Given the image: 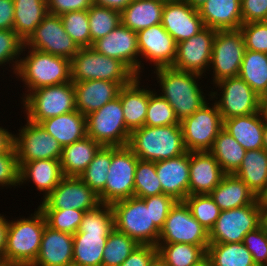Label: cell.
Instances as JSON below:
<instances>
[{
  "label": "cell",
  "mask_w": 267,
  "mask_h": 266,
  "mask_svg": "<svg viewBox=\"0 0 267 266\" xmlns=\"http://www.w3.org/2000/svg\"><path fill=\"white\" fill-rule=\"evenodd\" d=\"M176 200L167 194L130 197L111 204L114 228L140 245L157 246L170 209Z\"/></svg>",
  "instance_id": "obj_1"
},
{
  "label": "cell",
  "mask_w": 267,
  "mask_h": 266,
  "mask_svg": "<svg viewBox=\"0 0 267 266\" xmlns=\"http://www.w3.org/2000/svg\"><path fill=\"white\" fill-rule=\"evenodd\" d=\"M114 229L111 205L100 204L86 211L73 235L72 266H102V256L110 232Z\"/></svg>",
  "instance_id": "obj_2"
},
{
  "label": "cell",
  "mask_w": 267,
  "mask_h": 266,
  "mask_svg": "<svg viewBox=\"0 0 267 266\" xmlns=\"http://www.w3.org/2000/svg\"><path fill=\"white\" fill-rule=\"evenodd\" d=\"M154 70L162 91L160 95L172 106L179 121L191 116L208 102L198 84L202 75L177 70L172 66Z\"/></svg>",
  "instance_id": "obj_3"
},
{
  "label": "cell",
  "mask_w": 267,
  "mask_h": 266,
  "mask_svg": "<svg viewBox=\"0 0 267 266\" xmlns=\"http://www.w3.org/2000/svg\"><path fill=\"white\" fill-rule=\"evenodd\" d=\"M144 161H162L186 152L180 124L170 126H143L130 133L127 145Z\"/></svg>",
  "instance_id": "obj_4"
},
{
  "label": "cell",
  "mask_w": 267,
  "mask_h": 266,
  "mask_svg": "<svg viewBox=\"0 0 267 266\" xmlns=\"http://www.w3.org/2000/svg\"><path fill=\"white\" fill-rule=\"evenodd\" d=\"M23 48H28V52L25 58H20L15 76L22 80L28 93L71 81V60L29 47Z\"/></svg>",
  "instance_id": "obj_5"
},
{
  "label": "cell",
  "mask_w": 267,
  "mask_h": 266,
  "mask_svg": "<svg viewBox=\"0 0 267 266\" xmlns=\"http://www.w3.org/2000/svg\"><path fill=\"white\" fill-rule=\"evenodd\" d=\"M29 218L8 221L4 261L20 266H31L40 251L41 238L45 229L46 219L37 208Z\"/></svg>",
  "instance_id": "obj_6"
},
{
  "label": "cell",
  "mask_w": 267,
  "mask_h": 266,
  "mask_svg": "<svg viewBox=\"0 0 267 266\" xmlns=\"http://www.w3.org/2000/svg\"><path fill=\"white\" fill-rule=\"evenodd\" d=\"M136 75L120 60L98 53L93 47H82L71 59V81L106 80L128 85Z\"/></svg>",
  "instance_id": "obj_7"
},
{
  "label": "cell",
  "mask_w": 267,
  "mask_h": 266,
  "mask_svg": "<svg viewBox=\"0 0 267 266\" xmlns=\"http://www.w3.org/2000/svg\"><path fill=\"white\" fill-rule=\"evenodd\" d=\"M23 109L26 119L40 124L42 121L76 110L73 82L41 87L23 93Z\"/></svg>",
  "instance_id": "obj_8"
},
{
  "label": "cell",
  "mask_w": 267,
  "mask_h": 266,
  "mask_svg": "<svg viewBox=\"0 0 267 266\" xmlns=\"http://www.w3.org/2000/svg\"><path fill=\"white\" fill-rule=\"evenodd\" d=\"M87 136L105 147L127 146L131 131L126 127L119 97L86 116Z\"/></svg>",
  "instance_id": "obj_9"
},
{
  "label": "cell",
  "mask_w": 267,
  "mask_h": 266,
  "mask_svg": "<svg viewBox=\"0 0 267 266\" xmlns=\"http://www.w3.org/2000/svg\"><path fill=\"white\" fill-rule=\"evenodd\" d=\"M139 158L128 146L111 147V165L105 189L98 195L102 204L134 197V179Z\"/></svg>",
  "instance_id": "obj_10"
},
{
  "label": "cell",
  "mask_w": 267,
  "mask_h": 266,
  "mask_svg": "<svg viewBox=\"0 0 267 266\" xmlns=\"http://www.w3.org/2000/svg\"><path fill=\"white\" fill-rule=\"evenodd\" d=\"M211 105L204 104L191 116L180 121L186 151H210L215 138L223 128V120L216 103Z\"/></svg>",
  "instance_id": "obj_11"
},
{
  "label": "cell",
  "mask_w": 267,
  "mask_h": 266,
  "mask_svg": "<svg viewBox=\"0 0 267 266\" xmlns=\"http://www.w3.org/2000/svg\"><path fill=\"white\" fill-rule=\"evenodd\" d=\"M158 243H186L207 251L209 232L192 216L185 201H176L160 230Z\"/></svg>",
  "instance_id": "obj_12"
},
{
  "label": "cell",
  "mask_w": 267,
  "mask_h": 266,
  "mask_svg": "<svg viewBox=\"0 0 267 266\" xmlns=\"http://www.w3.org/2000/svg\"><path fill=\"white\" fill-rule=\"evenodd\" d=\"M260 227L259 198L240 208L220 211L209 231L210 243L243 242L244 236Z\"/></svg>",
  "instance_id": "obj_13"
},
{
  "label": "cell",
  "mask_w": 267,
  "mask_h": 266,
  "mask_svg": "<svg viewBox=\"0 0 267 266\" xmlns=\"http://www.w3.org/2000/svg\"><path fill=\"white\" fill-rule=\"evenodd\" d=\"M246 47L240 30L216 31L211 55L213 83L239 76Z\"/></svg>",
  "instance_id": "obj_14"
},
{
  "label": "cell",
  "mask_w": 267,
  "mask_h": 266,
  "mask_svg": "<svg viewBox=\"0 0 267 266\" xmlns=\"http://www.w3.org/2000/svg\"><path fill=\"white\" fill-rule=\"evenodd\" d=\"M19 133L13 135L19 167L40 159L60 160L63 147L38 123L26 120Z\"/></svg>",
  "instance_id": "obj_15"
},
{
  "label": "cell",
  "mask_w": 267,
  "mask_h": 266,
  "mask_svg": "<svg viewBox=\"0 0 267 266\" xmlns=\"http://www.w3.org/2000/svg\"><path fill=\"white\" fill-rule=\"evenodd\" d=\"M221 94L215 100L222 120L246 116L261 111L262 98L239 76L225 78L213 84Z\"/></svg>",
  "instance_id": "obj_16"
},
{
  "label": "cell",
  "mask_w": 267,
  "mask_h": 266,
  "mask_svg": "<svg viewBox=\"0 0 267 266\" xmlns=\"http://www.w3.org/2000/svg\"><path fill=\"white\" fill-rule=\"evenodd\" d=\"M23 47L61 56L69 60L80 49L78 44L65 31L61 17L49 13L24 42Z\"/></svg>",
  "instance_id": "obj_17"
},
{
  "label": "cell",
  "mask_w": 267,
  "mask_h": 266,
  "mask_svg": "<svg viewBox=\"0 0 267 266\" xmlns=\"http://www.w3.org/2000/svg\"><path fill=\"white\" fill-rule=\"evenodd\" d=\"M98 195L79 177H64L38 206L40 210L90 211L100 205Z\"/></svg>",
  "instance_id": "obj_18"
},
{
  "label": "cell",
  "mask_w": 267,
  "mask_h": 266,
  "mask_svg": "<svg viewBox=\"0 0 267 266\" xmlns=\"http://www.w3.org/2000/svg\"><path fill=\"white\" fill-rule=\"evenodd\" d=\"M216 31L204 27L188 40L177 43L173 68L204 75L210 71L211 55ZM208 68V69H207Z\"/></svg>",
  "instance_id": "obj_19"
},
{
  "label": "cell",
  "mask_w": 267,
  "mask_h": 266,
  "mask_svg": "<svg viewBox=\"0 0 267 266\" xmlns=\"http://www.w3.org/2000/svg\"><path fill=\"white\" fill-rule=\"evenodd\" d=\"M92 47L100 54L120 60L136 76H140L144 65L139 59L142 57L139 54L137 32L120 23L109 34L95 41Z\"/></svg>",
  "instance_id": "obj_20"
},
{
  "label": "cell",
  "mask_w": 267,
  "mask_h": 266,
  "mask_svg": "<svg viewBox=\"0 0 267 266\" xmlns=\"http://www.w3.org/2000/svg\"><path fill=\"white\" fill-rule=\"evenodd\" d=\"M139 54L155 69L170 67L176 57L177 43L161 23L137 32Z\"/></svg>",
  "instance_id": "obj_21"
},
{
  "label": "cell",
  "mask_w": 267,
  "mask_h": 266,
  "mask_svg": "<svg viewBox=\"0 0 267 266\" xmlns=\"http://www.w3.org/2000/svg\"><path fill=\"white\" fill-rule=\"evenodd\" d=\"M161 24L176 43L188 40L204 28L199 11L185 0L165 1Z\"/></svg>",
  "instance_id": "obj_22"
},
{
  "label": "cell",
  "mask_w": 267,
  "mask_h": 266,
  "mask_svg": "<svg viewBox=\"0 0 267 266\" xmlns=\"http://www.w3.org/2000/svg\"><path fill=\"white\" fill-rule=\"evenodd\" d=\"M190 152L156 161L155 169L162 186L163 194L172 196L176 201H184L189 195Z\"/></svg>",
  "instance_id": "obj_23"
},
{
  "label": "cell",
  "mask_w": 267,
  "mask_h": 266,
  "mask_svg": "<svg viewBox=\"0 0 267 266\" xmlns=\"http://www.w3.org/2000/svg\"><path fill=\"white\" fill-rule=\"evenodd\" d=\"M189 195H206L226 175L209 151L190 152Z\"/></svg>",
  "instance_id": "obj_24"
},
{
  "label": "cell",
  "mask_w": 267,
  "mask_h": 266,
  "mask_svg": "<svg viewBox=\"0 0 267 266\" xmlns=\"http://www.w3.org/2000/svg\"><path fill=\"white\" fill-rule=\"evenodd\" d=\"M72 264L73 235L46 225L39 254L31 266H72Z\"/></svg>",
  "instance_id": "obj_25"
},
{
  "label": "cell",
  "mask_w": 267,
  "mask_h": 266,
  "mask_svg": "<svg viewBox=\"0 0 267 266\" xmlns=\"http://www.w3.org/2000/svg\"><path fill=\"white\" fill-rule=\"evenodd\" d=\"M76 110L87 116L118 97L121 86L106 80L73 82Z\"/></svg>",
  "instance_id": "obj_26"
},
{
  "label": "cell",
  "mask_w": 267,
  "mask_h": 266,
  "mask_svg": "<svg viewBox=\"0 0 267 266\" xmlns=\"http://www.w3.org/2000/svg\"><path fill=\"white\" fill-rule=\"evenodd\" d=\"M241 0H207L199 9L204 27L217 31L239 30L242 22Z\"/></svg>",
  "instance_id": "obj_27"
},
{
  "label": "cell",
  "mask_w": 267,
  "mask_h": 266,
  "mask_svg": "<svg viewBox=\"0 0 267 266\" xmlns=\"http://www.w3.org/2000/svg\"><path fill=\"white\" fill-rule=\"evenodd\" d=\"M140 76H136L128 85L119 90L126 127L132 131L144 126L148 109L150 89L140 86ZM141 87V88H140Z\"/></svg>",
  "instance_id": "obj_28"
},
{
  "label": "cell",
  "mask_w": 267,
  "mask_h": 266,
  "mask_svg": "<svg viewBox=\"0 0 267 266\" xmlns=\"http://www.w3.org/2000/svg\"><path fill=\"white\" fill-rule=\"evenodd\" d=\"M64 177L60 160L40 159L29 161L20 166L19 186L28 180L32 181L37 190L44 193V200Z\"/></svg>",
  "instance_id": "obj_29"
},
{
  "label": "cell",
  "mask_w": 267,
  "mask_h": 266,
  "mask_svg": "<svg viewBox=\"0 0 267 266\" xmlns=\"http://www.w3.org/2000/svg\"><path fill=\"white\" fill-rule=\"evenodd\" d=\"M265 117L262 112L246 116H236L223 121L226 129L242 147L248 150L263 148V131Z\"/></svg>",
  "instance_id": "obj_30"
},
{
  "label": "cell",
  "mask_w": 267,
  "mask_h": 266,
  "mask_svg": "<svg viewBox=\"0 0 267 266\" xmlns=\"http://www.w3.org/2000/svg\"><path fill=\"white\" fill-rule=\"evenodd\" d=\"M62 147L83 139L87 135L86 116L79 111H71L40 123Z\"/></svg>",
  "instance_id": "obj_31"
},
{
  "label": "cell",
  "mask_w": 267,
  "mask_h": 266,
  "mask_svg": "<svg viewBox=\"0 0 267 266\" xmlns=\"http://www.w3.org/2000/svg\"><path fill=\"white\" fill-rule=\"evenodd\" d=\"M209 195L221 211L250 205L257 199L248 186L234 174H226Z\"/></svg>",
  "instance_id": "obj_32"
},
{
  "label": "cell",
  "mask_w": 267,
  "mask_h": 266,
  "mask_svg": "<svg viewBox=\"0 0 267 266\" xmlns=\"http://www.w3.org/2000/svg\"><path fill=\"white\" fill-rule=\"evenodd\" d=\"M241 179L257 198L267 194V151L248 150L234 174Z\"/></svg>",
  "instance_id": "obj_33"
},
{
  "label": "cell",
  "mask_w": 267,
  "mask_h": 266,
  "mask_svg": "<svg viewBox=\"0 0 267 266\" xmlns=\"http://www.w3.org/2000/svg\"><path fill=\"white\" fill-rule=\"evenodd\" d=\"M101 147L98 142L87 135L83 139L63 147L60 164L64 176L79 177Z\"/></svg>",
  "instance_id": "obj_34"
},
{
  "label": "cell",
  "mask_w": 267,
  "mask_h": 266,
  "mask_svg": "<svg viewBox=\"0 0 267 266\" xmlns=\"http://www.w3.org/2000/svg\"><path fill=\"white\" fill-rule=\"evenodd\" d=\"M164 0H133L121 12V23L138 32L162 22Z\"/></svg>",
  "instance_id": "obj_35"
},
{
  "label": "cell",
  "mask_w": 267,
  "mask_h": 266,
  "mask_svg": "<svg viewBox=\"0 0 267 266\" xmlns=\"http://www.w3.org/2000/svg\"><path fill=\"white\" fill-rule=\"evenodd\" d=\"M15 33L25 42L48 14L47 0H13Z\"/></svg>",
  "instance_id": "obj_36"
},
{
  "label": "cell",
  "mask_w": 267,
  "mask_h": 266,
  "mask_svg": "<svg viewBox=\"0 0 267 266\" xmlns=\"http://www.w3.org/2000/svg\"><path fill=\"white\" fill-rule=\"evenodd\" d=\"M209 152L225 174H235L246 154L242 145L224 128L219 131Z\"/></svg>",
  "instance_id": "obj_37"
},
{
  "label": "cell",
  "mask_w": 267,
  "mask_h": 266,
  "mask_svg": "<svg viewBox=\"0 0 267 266\" xmlns=\"http://www.w3.org/2000/svg\"><path fill=\"white\" fill-rule=\"evenodd\" d=\"M239 77L261 98L267 96V54L246 49Z\"/></svg>",
  "instance_id": "obj_38"
},
{
  "label": "cell",
  "mask_w": 267,
  "mask_h": 266,
  "mask_svg": "<svg viewBox=\"0 0 267 266\" xmlns=\"http://www.w3.org/2000/svg\"><path fill=\"white\" fill-rule=\"evenodd\" d=\"M207 257L213 266H256L243 242L210 243Z\"/></svg>",
  "instance_id": "obj_39"
},
{
  "label": "cell",
  "mask_w": 267,
  "mask_h": 266,
  "mask_svg": "<svg viewBox=\"0 0 267 266\" xmlns=\"http://www.w3.org/2000/svg\"><path fill=\"white\" fill-rule=\"evenodd\" d=\"M157 255L166 266H195L207 256V251L186 243H158Z\"/></svg>",
  "instance_id": "obj_40"
},
{
  "label": "cell",
  "mask_w": 267,
  "mask_h": 266,
  "mask_svg": "<svg viewBox=\"0 0 267 266\" xmlns=\"http://www.w3.org/2000/svg\"><path fill=\"white\" fill-rule=\"evenodd\" d=\"M111 165V147L102 146L79 178L97 195L104 189Z\"/></svg>",
  "instance_id": "obj_41"
},
{
  "label": "cell",
  "mask_w": 267,
  "mask_h": 266,
  "mask_svg": "<svg viewBox=\"0 0 267 266\" xmlns=\"http://www.w3.org/2000/svg\"><path fill=\"white\" fill-rule=\"evenodd\" d=\"M139 244L115 228L108 235L102 256V266H119Z\"/></svg>",
  "instance_id": "obj_42"
},
{
  "label": "cell",
  "mask_w": 267,
  "mask_h": 266,
  "mask_svg": "<svg viewBox=\"0 0 267 266\" xmlns=\"http://www.w3.org/2000/svg\"><path fill=\"white\" fill-rule=\"evenodd\" d=\"M89 29L92 44L109 34L121 23V12L93 4L88 9Z\"/></svg>",
  "instance_id": "obj_43"
},
{
  "label": "cell",
  "mask_w": 267,
  "mask_h": 266,
  "mask_svg": "<svg viewBox=\"0 0 267 266\" xmlns=\"http://www.w3.org/2000/svg\"><path fill=\"white\" fill-rule=\"evenodd\" d=\"M163 194L155 162L138 160L134 179V197L145 198Z\"/></svg>",
  "instance_id": "obj_44"
},
{
  "label": "cell",
  "mask_w": 267,
  "mask_h": 266,
  "mask_svg": "<svg viewBox=\"0 0 267 266\" xmlns=\"http://www.w3.org/2000/svg\"><path fill=\"white\" fill-rule=\"evenodd\" d=\"M192 216L209 232L217 221L220 208L209 195H188L185 200Z\"/></svg>",
  "instance_id": "obj_45"
},
{
  "label": "cell",
  "mask_w": 267,
  "mask_h": 266,
  "mask_svg": "<svg viewBox=\"0 0 267 266\" xmlns=\"http://www.w3.org/2000/svg\"><path fill=\"white\" fill-rule=\"evenodd\" d=\"M180 124L175 115L174 109L160 94L150 89V97L148 103L147 114L145 118V126H170Z\"/></svg>",
  "instance_id": "obj_46"
},
{
  "label": "cell",
  "mask_w": 267,
  "mask_h": 266,
  "mask_svg": "<svg viewBox=\"0 0 267 266\" xmlns=\"http://www.w3.org/2000/svg\"><path fill=\"white\" fill-rule=\"evenodd\" d=\"M60 17L65 31L80 48L91 47L88 10L67 12Z\"/></svg>",
  "instance_id": "obj_47"
},
{
  "label": "cell",
  "mask_w": 267,
  "mask_h": 266,
  "mask_svg": "<svg viewBox=\"0 0 267 266\" xmlns=\"http://www.w3.org/2000/svg\"><path fill=\"white\" fill-rule=\"evenodd\" d=\"M45 216L46 224L50 228L74 235L81 224L86 211L69 210H41Z\"/></svg>",
  "instance_id": "obj_48"
},
{
  "label": "cell",
  "mask_w": 267,
  "mask_h": 266,
  "mask_svg": "<svg viewBox=\"0 0 267 266\" xmlns=\"http://www.w3.org/2000/svg\"><path fill=\"white\" fill-rule=\"evenodd\" d=\"M24 41L15 33L14 30H0V66L12 64L13 73H16L21 53L23 51ZM15 60V61H14Z\"/></svg>",
  "instance_id": "obj_49"
},
{
  "label": "cell",
  "mask_w": 267,
  "mask_h": 266,
  "mask_svg": "<svg viewBox=\"0 0 267 266\" xmlns=\"http://www.w3.org/2000/svg\"><path fill=\"white\" fill-rule=\"evenodd\" d=\"M244 38L246 49L267 54V24L251 22L242 24L239 29Z\"/></svg>",
  "instance_id": "obj_50"
},
{
  "label": "cell",
  "mask_w": 267,
  "mask_h": 266,
  "mask_svg": "<svg viewBox=\"0 0 267 266\" xmlns=\"http://www.w3.org/2000/svg\"><path fill=\"white\" fill-rule=\"evenodd\" d=\"M20 167L14 145L0 154V186L11 187L19 185Z\"/></svg>",
  "instance_id": "obj_51"
},
{
  "label": "cell",
  "mask_w": 267,
  "mask_h": 266,
  "mask_svg": "<svg viewBox=\"0 0 267 266\" xmlns=\"http://www.w3.org/2000/svg\"><path fill=\"white\" fill-rule=\"evenodd\" d=\"M243 244L252 254L256 266H267V233L261 226L248 232Z\"/></svg>",
  "instance_id": "obj_52"
},
{
  "label": "cell",
  "mask_w": 267,
  "mask_h": 266,
  "mask_svg": "<svg viewBox=\"0 0 267 266\" xmlns=\"http://www.w3.org/2000/svg\"><path fill=\"white\" fill-rule=\"evenodd\" d=\"M243 24L264 22L267 16V0H241Z\"/></svg>",
  "instance_id": "obj_53"
},
{
  "label": "cell",
  "mask_w": 267,
  "mask_h": 266,
  "mask_svg": "<svg viewBox=\"0 0 267 266\" xmlns=\"http://www.w3.org/2000/svg\"><path fill=\"white\" fill-rule=\"evenodd\" d=\"M92 5L93 0H47V11L61 16L67 12L88 10Z\"/></svg>",
  "instance_id": "obj_54"
},
{
  "label": "cell",
  "mask_w": 267,
  "mask_h": 266,
  "mask_svg": "<svg viewBox=\"0 0 267 266\" xmlns=\"http://www.w3.org/2000/svg\"><path fill=\"white\" fill-rule=\"evenodd\" d=\"M156 255L157 246L139 244L119 266H148Z\"/></svg>",
  "instance_id": "obj_55"
},
{
  "label": "cell",
  "mask_w": 267,
  "mask_h": 266,
  "mask_svg": "<svg viewBox=\"0 0 267 266\" xmlns=\"http://www.w3.org/2000/svg\"><path fill=\"white\" fill-rule=\"evenodd\" d=\"M14 2L13 0H0V30H13Z\"/></svg>",
  "instance_id": "obj_56"
},
{
  "label": "cell",
  "mask_w": 267,
  "mask_h": 266,
  "mask_svg": "<svg viewBox=\"0 0 267 266\" xmlns=\"http://www.w3.org/2000/svg\"><path fill=\"white\" fill-rule=\"evenodd\" d=\"M133 0H93V4L122 12Z\"/></svg>",
  "instance_id": "obj_57"
},
{
  "label": "cell",
  "mask_w": 267,
  "mask_h": 266,
  "mask_svg": "<svg viewBox=\"0 0 267 266\" xmlns=\"http://www.w3.org/2000/svg\"><path fill=\"white\" fill-rule=\"evenodd\" d=\"M8 230V220L0 214V262L4 261Z\"/></svg>",
  "instance_id": "obj_58"
},
{
  "label": "cell",
  "mask_w": 267,
  "mask_h": 266,
  "mask_svg": "<svg viewBox=\"0 0 267 266\" xmlns=\"http://www.w3.org/2000/svg\"><path fill=\"white\" fill-rule=\"evenodd\" d=\"M13 135L7 129L0 127V154L8 151L13 146Z\"/></svg>",
  "instance_id": "obj_59"
},
{
  "label": "cell",
  "mask_w": 267,
  "mask_h": 266,
  "mask_svg": "<svg viewBox=\"0 0 267 266\" xmlns=\"http://www.w3.org/2000/svg\"><path fill=\"white\" fill-rule=\"evenodd\" d=\"M260 208V226L267 233V198L265 196L259 198Z\"/></svg>",
  "instance_id": "obj_60"
},
{
  "label": "cell",
  "mask_w": 267,
  "mask_h": 266,
  "mask_svg": "<svg viewBox=\"0 0 267 266\" xmlns=\"http://www.w3.org/2000/svg\"><path fill=\"white\" fill-rule=\"evenodd\" d=\"M189 3L193 8L199 9L207 0H185Z\"/></svg>",
  "instance_id": "obj_61"
},
{
  "label": "cell",
  "mask_w": 267,
  "mask_h": 266,
  "mask_svg": "<svg viewBox=\"0 0 267 266\" xmlns=\"http://www.w3.org/2000/svg\"><path fill=\"white\" fill-rule=\"evenodd\" d=\"M148 266H166V265L164 264V261L158 255H156Z\"/></svg>",
  "instance_id": "obj_62"
},
{
  "label": "cell",
  "mask_w": 267,
  "mask_h": 266,
  "mask_svg": "<svg viewBox=\"0 0 267 266\" xmlns=\"http://www.w3.org/2000/svg\"><path fill=\"white\" fill-rule=\"evenodd\" d=\"M261 110L264 114L265 120L267 121V96L262 98Z\"/></svg>",
  "instance_id": "obj_63"
},
{
  "label": "cell",
  "mask_w": 267,
  "mask_h": 266,
  "mask_svg": "<svg viewBox=\"0 0 267 266\" xmlns=\"http://www.w3.org/2000/svg\"><path fill=\"white\" fill-rule=\"evenodd\" d=\"M195 266H213L211 260L206 256L200 262H198Z\"/></svg>",
  "instance_id": "obj_64"
},
{
  "label": "cell",
  "mask_w": 267,
  "mask_h": 266,
  "mask_svg": "<svg viewBox=\"0 0 267 266\" xmlns=\"http://www.w3.org/2000/svg\"><path fill=\"white\" fill-rule=\"evenodd\" d=\"M263 149L267 151V121L265 120L263 131Z\"/></svg>",
  "instance_id": "obj_65"
},
{
  "label": "cell",
  "mask_w": 267,
  "mask_h": 266,
  "mask_svg": "<svg viewBox=\"0 0 267 266\" xmlns=\"http://www.w3.org/2000/svg\"><path fill=\"white\" fill-rule=\"evenodd\" d=\"M0 266H20V265L15 264V263H11V262L2 261V262H0Z\"/></svg>",
  "instance_id": "obj_66"
},
{
  "label": "cell",
  "mask_w": 267,
  "mask_h": 266,
  "mask_svg": "<svg viewBox=\"0 0 267 266\" xmlns=\"http://www.w3.org/2000/svg\"><path fill=\"white\" fill-rule=\"evenodd\" d=\"M164 1H183V0H164Z\"/></svg>",
  "instance_id": "obj_67"
},
{
  "label": "cell",
  "mask_w": 267,
  "mask_h": 266,
  "mask_svg": "<svg viewBox=\"0 0 267 266\" xmlns=\"http://www.w3.org/2000/svg\"><path fill=\"white\" fill-rule=\"evenodd\" d=\"M264 23H266V24H267V16H266V18H265V20H264Z\"/></svg>",
  "instance_id": "obj_68"
}]
</instances>
